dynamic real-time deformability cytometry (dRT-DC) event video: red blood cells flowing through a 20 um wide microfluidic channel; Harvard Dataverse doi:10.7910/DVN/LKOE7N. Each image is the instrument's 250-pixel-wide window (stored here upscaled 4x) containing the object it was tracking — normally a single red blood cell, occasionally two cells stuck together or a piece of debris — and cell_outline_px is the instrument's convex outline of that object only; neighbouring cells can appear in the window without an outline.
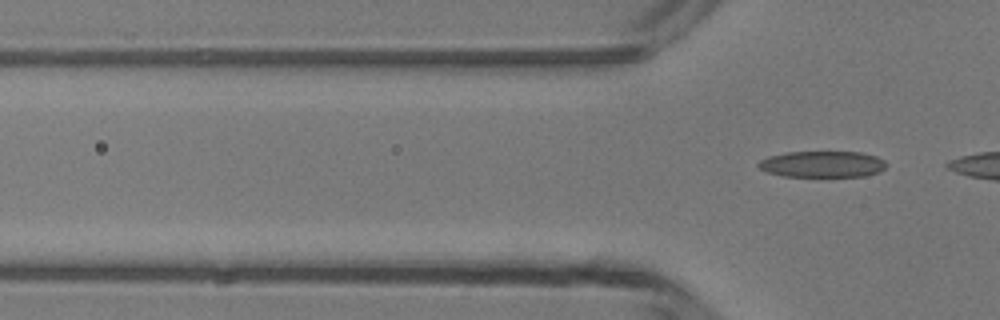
{"species": "common noctule bat (a hibernating species)", "species_latin": "Nyctalus noctula", "temperature_condition": "room temperature", "stored_images_in_passage": 2, "camera_frame_rate_fps": 3000, "um_per_image_px": 0.085, "animal": {"sex": "male", "body_mass_g": 13.3}, "frame": {"image": 1, "passage_image": 2, "time_ms": 2.0, "image_size_px": [1000, 320], "cell_outline_px": [[888, 164], [880, 172], [864, 176], [784, 176], [768, 172], [760, 168], [756, 164], [760, 160], [768, 156], [788, 152], [860, 152], [876, 156], [884, 160]], "centroid_in_image_um": [69.92, 13.95], "position_along_channel_um": 55.9, "area_um2": 19.54}}